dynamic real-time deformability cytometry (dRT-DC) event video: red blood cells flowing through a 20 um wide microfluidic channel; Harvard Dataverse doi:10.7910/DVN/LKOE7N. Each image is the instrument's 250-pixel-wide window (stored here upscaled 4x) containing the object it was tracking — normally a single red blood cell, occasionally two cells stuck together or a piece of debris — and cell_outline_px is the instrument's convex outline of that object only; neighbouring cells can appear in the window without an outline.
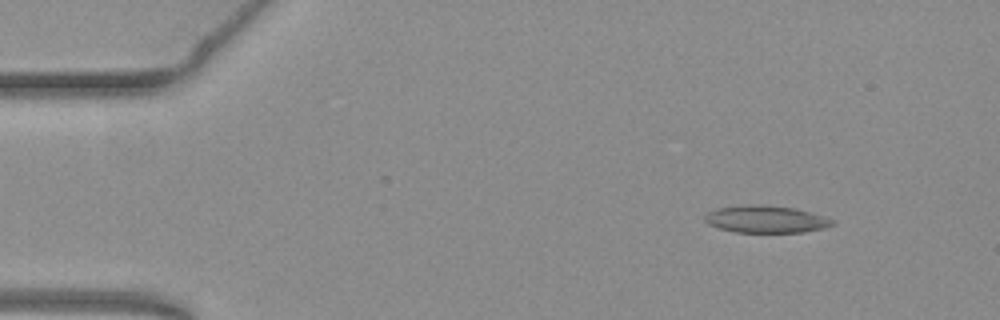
{"species": "common noctule bat (a hibernating species)", "species_latin": "Nyctalus noctula", "temperature_condition": "warm", "stored_images_in_passage": 48, "segment_of_instrument_passage": [1, 2], "camera_frame_rate_fps": 3000, "um_per_image_px": 0.085, "animal": {"sex": "female", "body_mass_g": 19.3, "forearm_length_mm": 54.1}, "frame": {"image": 1, "passage_image": 1, "time_ms": 0.0, "image_size_px": [1000, 320], "cell_outline_px": [[836, 224], [824, 228], [804, 232], [736, 232], [720, 228], [708, 224], [704, 220], [704, 216], [708, 212], [716, 208], [752, 204], [796, 208], [836, 220]], "centroid_in_image_um": [65.12, 18.63], "position_along_channel_um": 19.9, "area_um2": 20.17}}
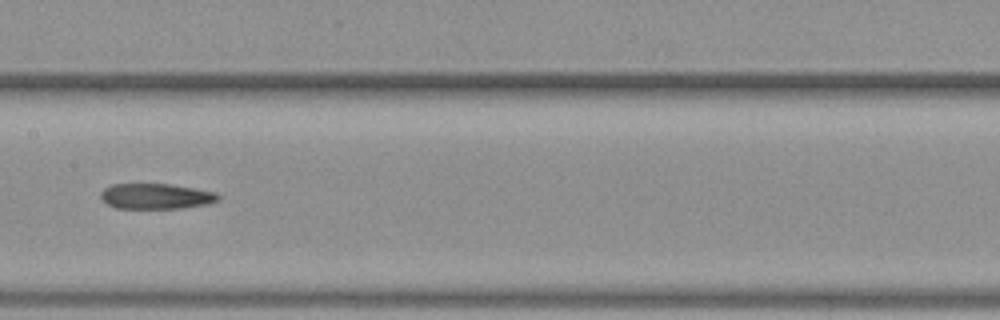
{"frame": {"image": 2, "passage_image": 22, "time_ms": 7.0, "image_size_px": [1000, 320], "cell_outline_px": [[220, 200], [208, 204], [184, 208], [116, 208], [100, 200], [100, 192], [104, 188], [112, 184], [172, 184], [216, 192], [220, 196]], "centroid_in_image_um": [13.26, 16.68], "position_along_channel_um": 194.1, "area_um2": 17.63}}
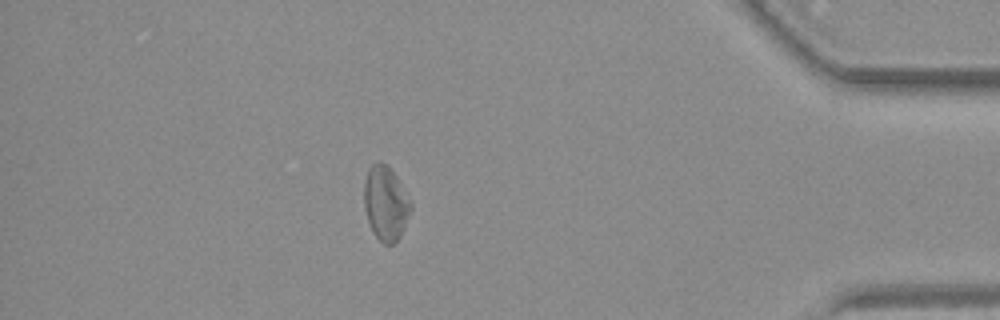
{"frame": {"image": 3, "passage_image": 42, "time_ms": 13.667, "image_size_px": [1000, 320], "cell_outline_px": [[412, 208], [400, 236], [392, 244], [384, 244], [372, 232], [364, 208], [364, 180], [368, 168], [376, 160], [380, 160], [396, 176], [412, 204]], "centroid_in_image_um": [32.75, 17.26], "position_along_channel_um": 402.4, "area_um2": 20.06}}